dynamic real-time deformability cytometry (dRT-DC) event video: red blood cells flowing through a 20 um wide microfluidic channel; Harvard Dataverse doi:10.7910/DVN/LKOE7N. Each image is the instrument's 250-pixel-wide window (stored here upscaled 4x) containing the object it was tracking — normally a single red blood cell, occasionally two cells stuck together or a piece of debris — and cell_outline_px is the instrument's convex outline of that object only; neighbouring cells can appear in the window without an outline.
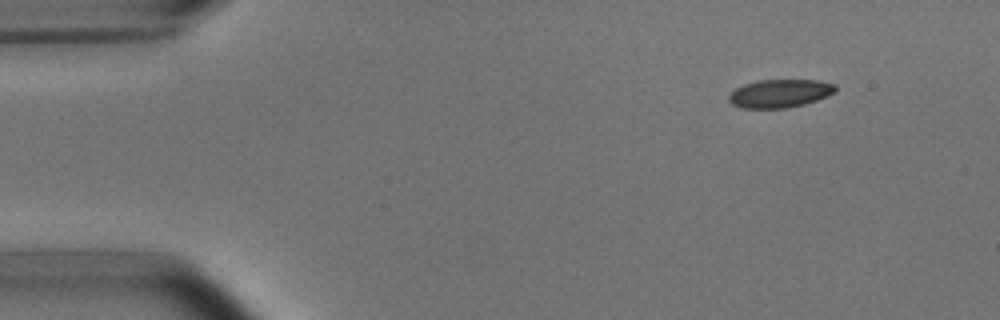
{"species": "common noctule bat (a hibernating species)", "species_latin": "Nyctalus noctula", "temperature_condition": "room temperature", "stored_images_in_passage": 4, "camera_frame_rate_fps": 3000, "um_per_image_px": 0.085, "animal": {"sex": "male", "body_mass_g": 15.6}, "frame": {"image": 1, "passage_image": 2, "time_ms": 1.333, "image_size_px": [1000, 320], "cell_outline_px": [[836, 92], [828, 96], [804, 104], [784, 108], [740, 108], [732, 104], [728, 100], [728, 96], [736, 88], [744, 84], [760, 80], [816, 80], [836, 84]], "centroid_in_image_um": [66.29, 7.94], "position_along_channel_um": 18.7, "area_um2": 17.51}}
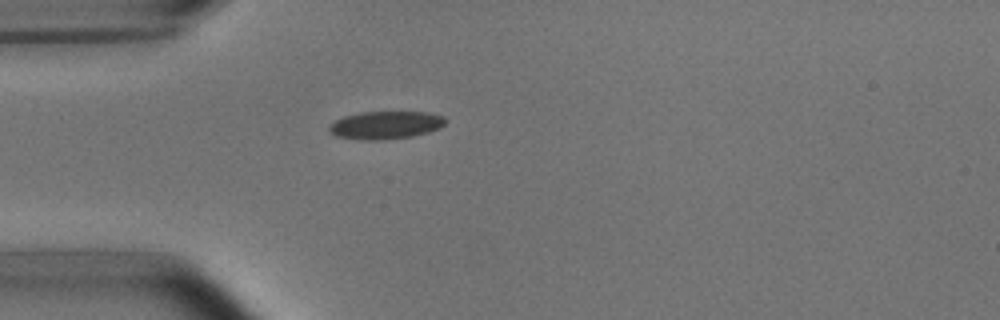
{"frame": {"image": 2, "passage_image": 4, "time_ms": 4.333, "image_size_px": [1000, 320], "cell_outline_px": [[448, 120], [440, 128], [428, 132], [412, 136], [380, 140], [364, 140], [336, 136], [328, 132], [328, 128], [336, 120], [344, 116], [360, 112], [424, 112], [444, 116]], "centroid_in_image_um": [32.78, 10.63], "position_along_channel_um": 52.2, "area_um2": 18.84}}